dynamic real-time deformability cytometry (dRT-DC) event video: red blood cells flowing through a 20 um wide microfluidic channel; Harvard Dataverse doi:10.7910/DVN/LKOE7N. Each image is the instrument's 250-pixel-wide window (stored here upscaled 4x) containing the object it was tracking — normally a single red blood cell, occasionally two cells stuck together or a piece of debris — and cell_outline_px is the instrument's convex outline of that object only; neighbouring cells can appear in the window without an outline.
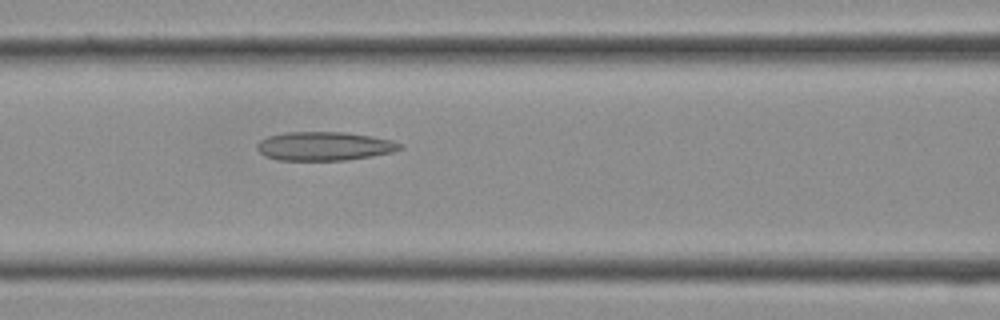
{"species": "Egyptian fruit bat (a non-hibernating species)", "species_latin": "Rousettus aegyptiacus", "temperature_condition": "cold", "stored_images_in_passage": 12, "camera_frame_rate_fps": 3000, "um_per_image_px": 0.085, "frame": {"image": 1, "passage_image": 12, "time_ms": 3.667, "image_size_px": [1000, 320], "cell_outline_px": [[404, 148], [392, 152], [372, 156], [348, 160], [276, 160], [264, 156], [256, 148], [256, 144], [260, 140], [268, 136], [288, 132], [348, 132], [372, 136], [392, 140], [404, 144]], "centroid_in_image_um": [27.59, 12.42], "position_along_channel_um": 139.0, "area_um2": 24.22}}